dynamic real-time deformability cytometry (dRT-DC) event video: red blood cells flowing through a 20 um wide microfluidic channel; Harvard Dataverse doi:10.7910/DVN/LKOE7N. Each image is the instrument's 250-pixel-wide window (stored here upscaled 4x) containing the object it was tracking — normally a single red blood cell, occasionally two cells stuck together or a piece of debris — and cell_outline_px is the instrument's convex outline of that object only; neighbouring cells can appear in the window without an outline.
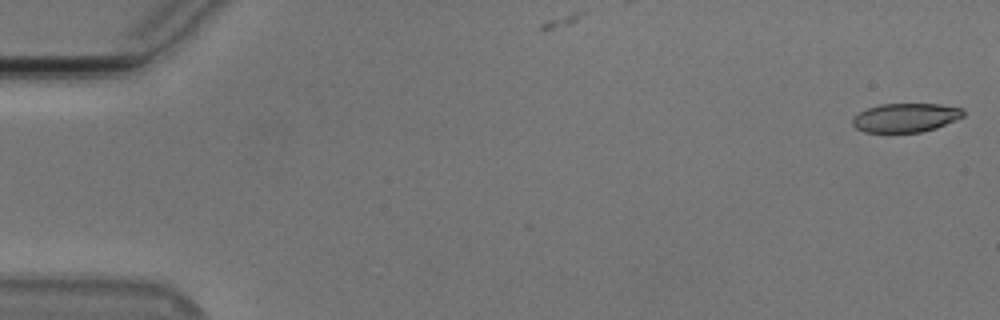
{"species": "Egyptian fruit bat (a non-hibernating species)", "species_latin": "Rousettus aegyptiacus", "temperature_condition": "cold", "stored_images_in_passage": 4, "camera_frame_rate_fps": 3000, "um_per_image_px": 0.085, "animal": {"sex": "male"}, "frame": {"image": 1, "passage_image": 1, "time_ms": 0.0, "image_size_px": [1000, 320], "cell_outline_px": [[964, 116], [956, 120], [936, 128], [920, 132], [864, 132], [856, 128], [852, 124], [852, 120], [860, 112], [868, 108], [880, 104], [940, 104], [964, 108]], "centroid_in_image_um": [77.01, 10.0], "position_along_channel_um": 8.0, "area_um2": 18.61}}